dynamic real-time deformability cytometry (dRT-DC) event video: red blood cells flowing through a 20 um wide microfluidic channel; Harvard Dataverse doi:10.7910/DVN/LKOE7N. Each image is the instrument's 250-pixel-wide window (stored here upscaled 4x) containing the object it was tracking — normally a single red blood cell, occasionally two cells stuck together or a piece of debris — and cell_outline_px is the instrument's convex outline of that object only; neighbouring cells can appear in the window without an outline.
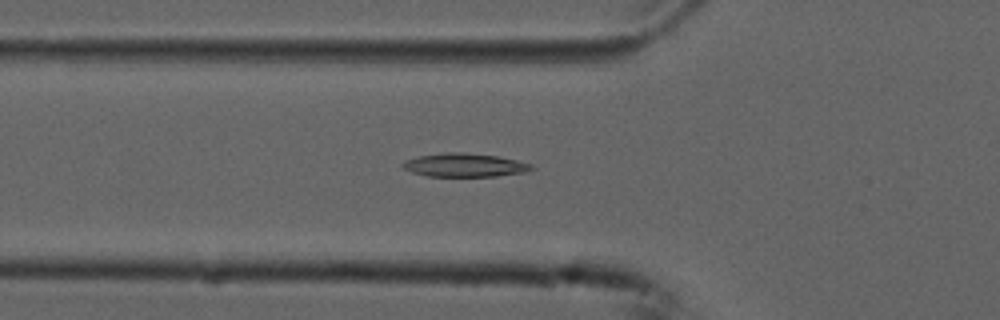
{"species": "common noctule bat (a hibernating species)", "species_latin": "Nyctalus noctula", "temperature_condition": "cold", "stored_images_in_passage": 8, "camera_frame_rate_fps": 3000, "um_per_image_px": 0.085, "animal": {"sex": "male", "forearm_length_mm": 52.5}, "frame": {"image": 1, "passage_image": 8, "time_ms": 2.333, "image_size_px": [1000, 320], "cell_outline_px": [[536, 168], [528, 172], [496, 176], [428, 176], [412, 172], [404, 168], [400, 164], [404, 160], [420, 156], [448, 152], [460, 152], [496, 156], [516, 160], [532, 164]], "centroid_in_image_um": [39.52, 14.04], "position_along_channel_um": 86.3, "area_um2": 17.57}}